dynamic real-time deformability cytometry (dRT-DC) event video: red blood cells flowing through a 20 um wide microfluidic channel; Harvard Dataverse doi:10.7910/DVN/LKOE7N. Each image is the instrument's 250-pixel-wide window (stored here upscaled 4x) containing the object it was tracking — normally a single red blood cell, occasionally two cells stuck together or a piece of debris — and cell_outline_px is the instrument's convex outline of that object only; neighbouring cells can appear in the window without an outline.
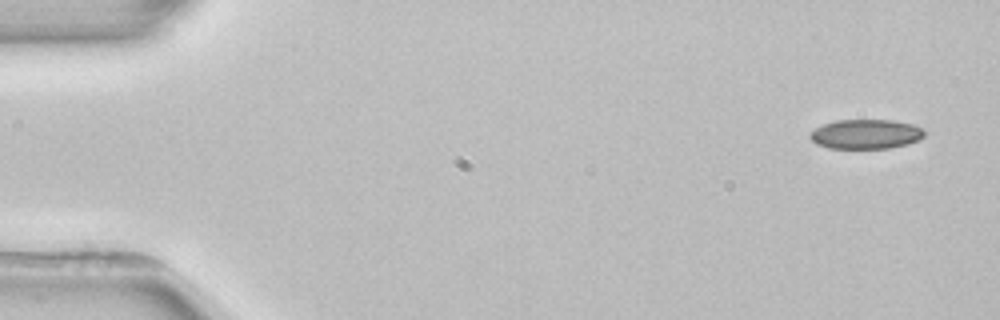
{"species": "common noctule bat (a hibernating species)", "species_latin": "Nyctalus noctula", "temperature_condition": "room temperature", "stored_images_in_passage": 3, "camera_frame_rate_fps": 3000, "um_per_image_px": 0.085, "animal": {"sex": "female", "body_mass_g": 22.7, "forearm_length_mm": 54.2}, "frame": {"image": 1, "passage_image": 1, "time_ms": 0.0, "image_size_px": [1000, 320], "cell_outline_px": [[928, 132], [920, 140], [908, 144], [888, 148], [828, 148], [816, 144], [808, 136], [808, 132], [824, 124], [836, 120], [892, 120], [912, 124], [924, 128]], "centroid_in_image_um": [73.63, 11.4], "position_along_channel_um": 11.4, "area_um2": 19.94}}
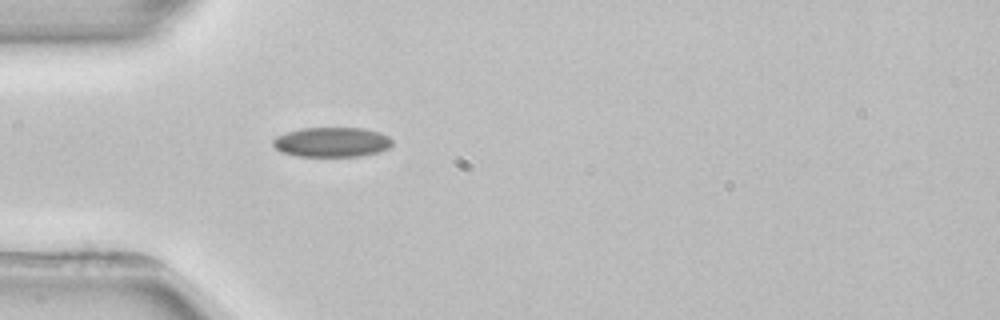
{"frame": {"image": 2, "passage_image": 3, "time_ms": 4.333, "image_size_px": [1000, 320], "cell_outline_px": [[392, 144], [388, 148], [380, 152], [360, 156], [296, 156], [280, 152], [272, 144], [272, 140], [276, 136], [300, 128], [364, 128], [380, 132], [388, 136], [392, 140]], "centroid_in_image_um": [28.2, 12.08], "position_along_channel_um": 56.8, "area_um2": 20.81}}